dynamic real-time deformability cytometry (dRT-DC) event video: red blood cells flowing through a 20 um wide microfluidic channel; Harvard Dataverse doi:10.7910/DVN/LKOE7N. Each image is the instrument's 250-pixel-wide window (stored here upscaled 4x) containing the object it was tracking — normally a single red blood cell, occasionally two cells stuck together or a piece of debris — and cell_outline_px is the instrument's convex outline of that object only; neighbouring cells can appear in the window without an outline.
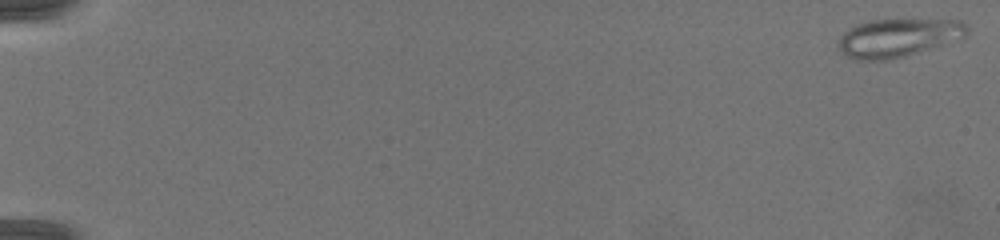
{"species": "common noctule bat (a hibernating species)", "species_latin": "Nyctalus noctula", "temperature_condition": "warm", "stored_images_in_passage": 15, "camera_frame_rate_fps": 3000, "um_per_image_px": 0.085, "animal": {"sex": "female", "body_mass_g": 19.5, "forearm_length_mm": 54.1}, "frame": {"image": 1, "passage_image": 1, "time_ms": 0.0, "image_size_px": [1000, 240], "cell_outline_px": [[968, 32], [964, 36], [944, 44], [904, 56], [888, 60], [856, 60], [840, 52], [836, 44], [836, 40], [848, 28], [856, 24], [872, 20], [960, 20], [968, 28]], "centroid_in_image_um": [76.25, 3.21], "position_along_channel_um": 8.7, "area_um2": 28.55}}
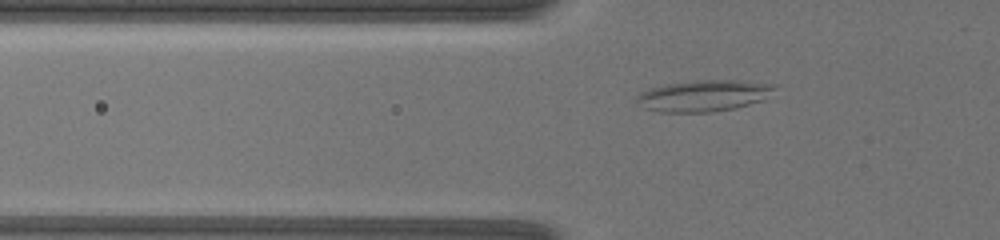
{"frame": {"image": 2, "passage_image": 12, "time_ms": 6.0, "image_size_px": [1000, 240], "cell_outline_px": [[776, 88], [764, 100], [736, 108], [712, 112], [660, 112], [644, 108], [636, 104], [636, 96], [640, 92], [648, 88], [664, 84], [692, 80], [748, 80], [776, 84]], "centroid_in_image_um": [59.81, 8.12], "position_along_channel_um": 66.0, "area_um2": 25.78}}